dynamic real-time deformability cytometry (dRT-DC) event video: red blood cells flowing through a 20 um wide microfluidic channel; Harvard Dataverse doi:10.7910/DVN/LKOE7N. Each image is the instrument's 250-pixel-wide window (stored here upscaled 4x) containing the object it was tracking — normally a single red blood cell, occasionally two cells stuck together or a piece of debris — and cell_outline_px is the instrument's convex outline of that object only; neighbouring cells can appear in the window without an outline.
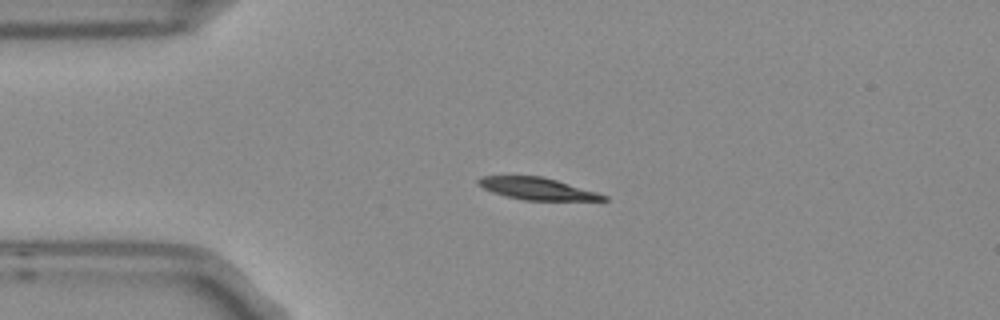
{"species": "Egyptian fruit bat (a non-hibernating species)", "species_latin": "Rousettus aegyptiacus", "temperature_condition": "room temperature", "stored_images_in_passage": 3, "camera_frame_rate_fps": 3000, "um_per_image_px": 0.085, "frame": {"image": 1, "passage_image": 2, "time_ms": 0.333, "image_size_px": [1000, 320], "cell_outline_px": [[608, 200], [524, 200], [492, 192], [484, 188], [476, 180], [480, 176], [540, 176], [556, 180], [596, 192], [608, 196]], "centroid_in_image_um": [45.66, 16.03], "position_along_channel_um": 39.3, "area_um2": 15.72}}